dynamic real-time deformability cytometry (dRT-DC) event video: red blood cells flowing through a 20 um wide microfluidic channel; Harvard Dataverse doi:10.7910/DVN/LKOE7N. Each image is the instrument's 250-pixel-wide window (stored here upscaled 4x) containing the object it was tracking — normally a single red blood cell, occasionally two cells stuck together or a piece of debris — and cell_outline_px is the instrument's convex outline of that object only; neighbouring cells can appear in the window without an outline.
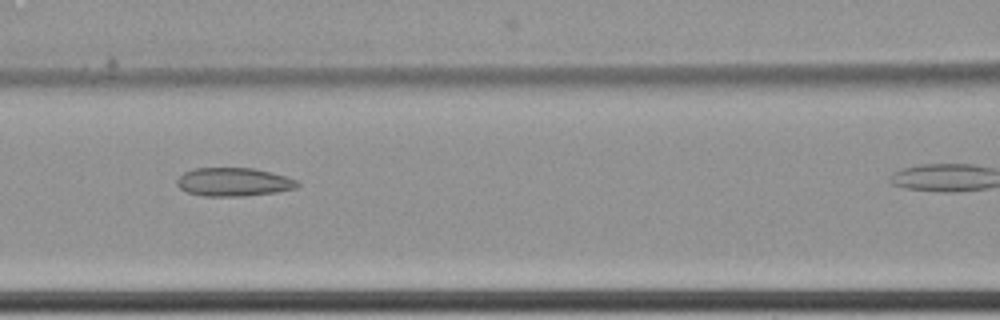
{"species": "common noctule bat (a hibernating species)", "species_latin": "Nyctalus noctula", "temperature_condition": "cold", "stored_images_in_passage": 5, "camera_frame_rate_fps": 3000, "um_per_image_px": 0.085, "animal": {"sex": "female", "body_mass_g": 22.7, "forearm_length_mm": 54.2}, "frame": {"image": 1, "passage_image": 4, "time_ms": 1.0, "image_size_px": [1000, 320], "cell_outline_px": [[300, 184], [296, 188], [276, 192], [244, 196], [204, 196], [188, 192], [180, 188], [176, 184], [176, 180], [184, 172], [196, 168], [252, 168], [272, 172], [288, 176], [300, 180]], "centroid_in_image_um": [19.91, 15.46], "position_along_channel_um": 146.7, "area_um2": 20.11}}